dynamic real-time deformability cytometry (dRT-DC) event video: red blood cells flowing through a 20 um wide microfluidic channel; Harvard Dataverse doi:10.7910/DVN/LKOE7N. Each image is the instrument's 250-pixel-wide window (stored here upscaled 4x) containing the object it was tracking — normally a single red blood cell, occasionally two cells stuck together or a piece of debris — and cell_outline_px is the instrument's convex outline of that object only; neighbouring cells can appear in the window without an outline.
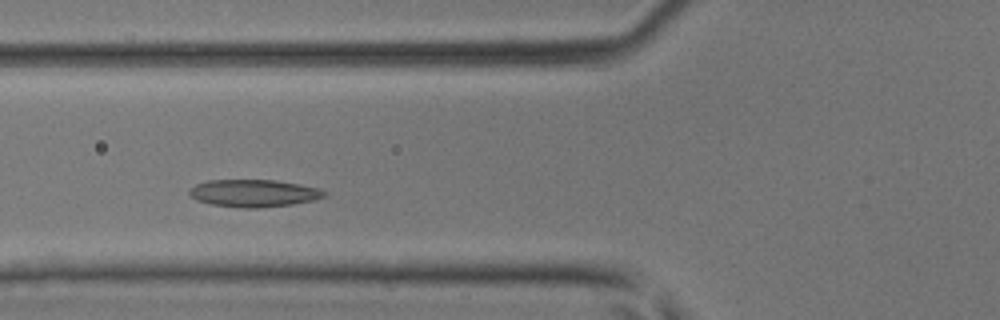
{"species": "common noctule bat (a hibernating species)", "species_latin": "Nyctalus noctula", "temperature_condition": "room temperature", "stored_images_in_passage": 39, "camera_frame_rate_fps": 3000, "um_per_image_px": 0.085, "animal": {"sex": "male", "body_mass_g": 17.9, "forearm_length_mm": 54.2}, "frame": {"image": 1, "passage_image": 10, "time_ms": 3.0, "image_size_px": [1000, 320], "cell_outline_px": [[328, 196], [312, 200], [292, 204], [256, 208], [240, 208], [212, 204], [196, 200], [188, 192], [196, 184], [208, 180], [276, 180], [300, 184], [316, 188], [328, 192]], "centroid_in_image_um": [21.59, 16.42], "position_along_channel_um": 104.2, "area_um2": 21.44}}
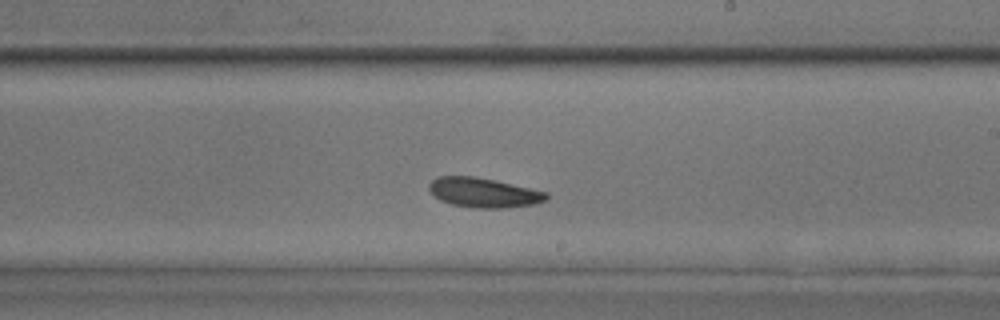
{"frame": {"image": 2, "passage_image": 20, "time_ms": 6.333, "image_size_px": [1000, 320], "cell_outline_px": [[548, 196], [544, 200], [536, 204], [508, 208], [476, 208], [452, 204], [440, 200], [428, 188], [428, 184], [436, 176], [472, 176], [496, 180], [548, 192]], "centroid_in_image_um": [41.12, 16.37], "position_along_channel_um": 247.9, "area_um2": 20.29}}
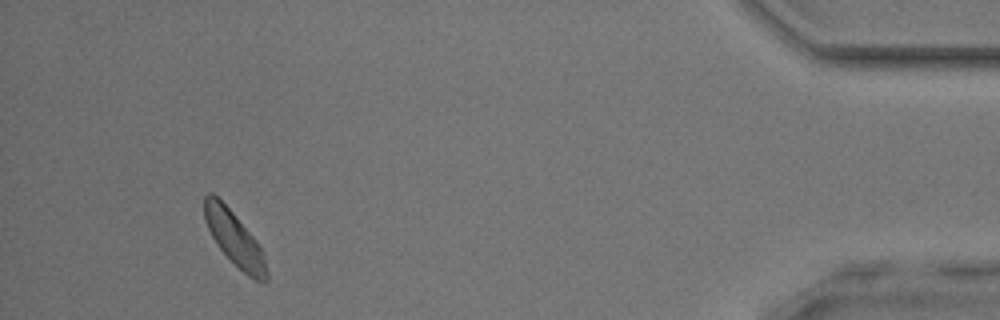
{"frame": {"image": 3, "passage_image": 36, "time_ms": 11.667, "image_size_px": [1000, 320], "cell_outline_px": [[268, 280], [256, 280], [248, 276], [216, 244], [204, 220], [204, 196], [208, 192], [212, 192], [232, 212], [256, 240], [264, 252], [268, 272]], "centroid_in_image_um": [19.93, 20.27], "position_along_channel_um": 415.3, "area_um2": 19.25}}